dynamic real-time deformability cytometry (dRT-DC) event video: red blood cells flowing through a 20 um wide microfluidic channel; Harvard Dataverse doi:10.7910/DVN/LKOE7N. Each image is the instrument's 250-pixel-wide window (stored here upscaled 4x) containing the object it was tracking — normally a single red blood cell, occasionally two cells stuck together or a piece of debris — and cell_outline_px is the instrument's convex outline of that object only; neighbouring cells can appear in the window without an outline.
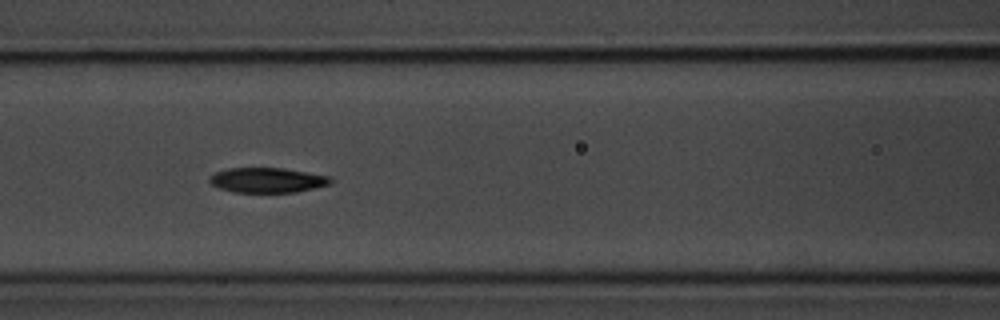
{"species": "common noctule bat (a hibernating species)", "species_latin": "Nyctalus noctula", "temperature_condition": "room temperature", "stored_images_in_passage": 6, "camera_frame_rate_fps": 3000, "um_per_image_px": 0.085, "animal": {"sex": "male", "body_mass_g": 20.1, "forearm_length_mm": 53.5}, "frame": {"image": 1, "passage_image": 6, "time_ms": 5.667, "image_size_px": [1000, 320], "cell_outline_px": [[332, 180], [328, 184], [296, 192], [232, 192], [220, 188], [212, 184], [208, 180], [216, 172], [228, 168], [284, 168], [328, 176]], "centroid_in_image_um": [22.69, 15.31], "position_along_channel_um": 143.9, "area_um2": 17.28}}